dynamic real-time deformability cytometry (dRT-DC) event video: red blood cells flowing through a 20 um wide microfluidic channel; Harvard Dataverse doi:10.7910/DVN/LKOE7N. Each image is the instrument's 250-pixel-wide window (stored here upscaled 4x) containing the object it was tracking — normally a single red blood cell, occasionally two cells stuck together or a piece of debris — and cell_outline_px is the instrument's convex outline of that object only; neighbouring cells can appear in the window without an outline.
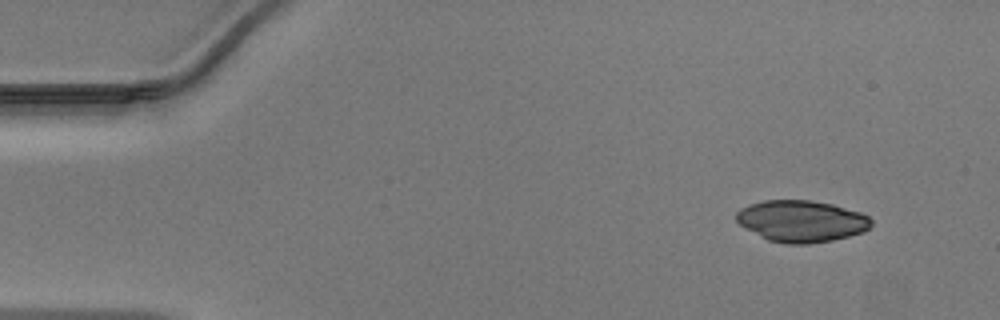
{"species": "Egyptian fruit bat (a non-hibernating species)", "species_latin": "Rousettus aegyptiacus", "temperature_condition": "warm", "stored_images_in_passage": 44, "camera_frame_rate_fps": 3000, "um_per_image_px": 0.085, "animal": {"sex": "male"}, "frame": {"image": 1, "passage_image": 1, "time_ms": 0.0, "image_size_px": [1000, 320], "cell_outline_px": [[872, 224], [864, 232], [832, 240], [808, 244], [784, 244], [768, 240], [740, 224], [736, 220], [736, 212], [740, 208], [764, 200], [808, 200], [832, 204], [860, 212], [868, 216], [872, 220]], "centroid_in_image_um": [68.13, 18.8], "position_along_channel_um": 16.9, "area_um2": 32.54}}